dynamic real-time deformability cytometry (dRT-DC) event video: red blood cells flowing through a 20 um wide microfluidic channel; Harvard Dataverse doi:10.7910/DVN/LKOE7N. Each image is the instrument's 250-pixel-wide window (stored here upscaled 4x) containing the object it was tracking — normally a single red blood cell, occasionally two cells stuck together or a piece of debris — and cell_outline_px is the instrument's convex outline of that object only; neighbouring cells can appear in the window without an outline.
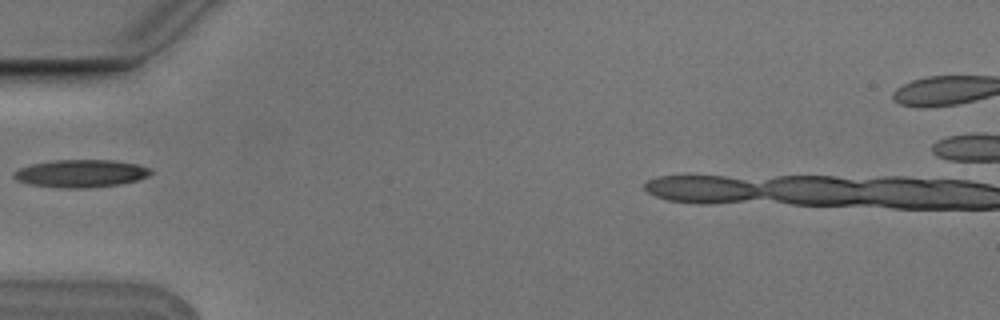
{"species": "Egyptian fruit bat (a non-hibernating species)", "species_latin": "Rousettus aegyptiacus", "temperature_condition": "cold", "stored_images_in_passage": 3, "camera_frame_rate_fps": 3000, "um_per_image_px": 0.085, "animal": {"sex": "male"}, "frame": {"image": 1, "passage_image": 3, "time_ms": 0.667, "image_size_px": [1000, 320], "cell_outline_px": [[152, 172], [148, 176], [136, 180], [120, 184], [88, 188], [60, 188], [32, 184], [16, 180], [12, 176], [12, 172], [20, 168], [32, 164], [52, 160], [116, 160], [136, 164], [152, 168]], "centroid_in_image_um": [6.87, 14.74], "position_along_channel_um": 78.1, "area_um2": 22.14}}